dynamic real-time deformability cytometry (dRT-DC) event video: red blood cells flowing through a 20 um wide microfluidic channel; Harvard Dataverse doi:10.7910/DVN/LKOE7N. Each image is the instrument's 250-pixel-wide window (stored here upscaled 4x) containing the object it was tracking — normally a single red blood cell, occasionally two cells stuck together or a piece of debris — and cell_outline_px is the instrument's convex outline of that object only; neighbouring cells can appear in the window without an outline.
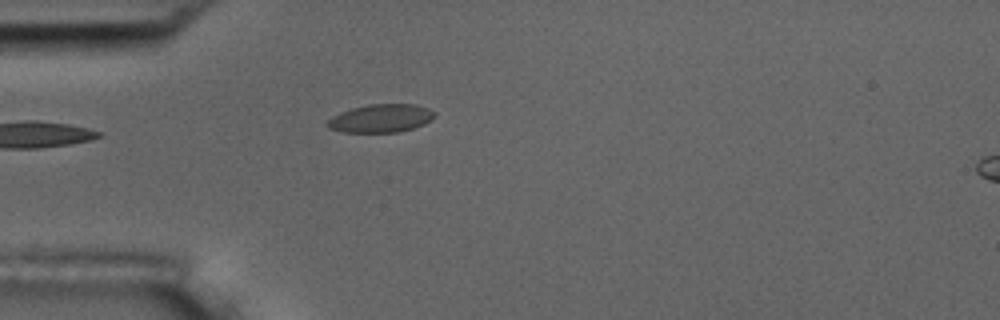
{"species": "common noctule bat (a hibernating species)", "species_latin": "Nyctalus noctula", "temperature_condition": "room temperature", "stored_images_in_passage": 2, "camera_frame_rate_fps": 3000, "um_per_image_px": 0.085, "animal": {"sex": "male", "body_mass_g": 17.5, "forearm_length_mm": 52.3}, "frame": {"image": 1, "passage_image": 1, "time_ms": 0.0, "image_size_px": [1000, 320], "cell_outline_px": [[436, 116], [432, 120], [424, 124], [412, 128], [396, 132], [340, 132], [328, 128], [324, 124], [332, 116], [340, 112], [352, 108], [368, 104], [416, 104], [428, 108], [436, 112]], "centroid_in_image_um": [32.36, 10.05], "position_along_channel_um": 52.6, "area_um2": 17.8}}